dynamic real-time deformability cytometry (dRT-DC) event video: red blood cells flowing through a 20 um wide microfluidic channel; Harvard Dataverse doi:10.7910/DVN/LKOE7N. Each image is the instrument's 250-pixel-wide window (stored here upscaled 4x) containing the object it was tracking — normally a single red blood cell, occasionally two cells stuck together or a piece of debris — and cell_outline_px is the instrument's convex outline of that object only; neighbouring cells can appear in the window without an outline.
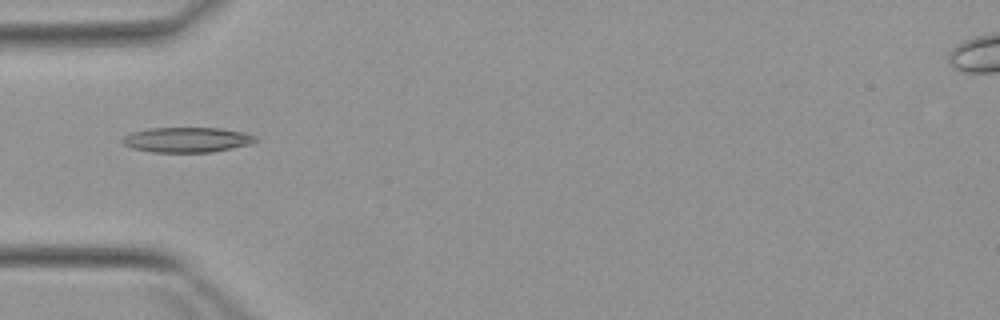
{"species": "Egyptian fruit bat (a non-hibernating species)", "species_latin": "Rousettus aegyptiacus", "temperature_condition": "warm", "stored_images_in_passage": 4, "camera_frame_rate_fps": 3000, "um_per_image_px": 0.085, "animal": {"sex": "female"}, "frame": {"image": 1, "passage_image": 4, "time_ms": 3.667, "image_size_px": [1000, 320], "cell_outline_px": [[256, 140], [252, 144], [212, 152], [152, 152], [132, 148], [124, 144], [120, 140], [124, 136], [132, 132], [148, 128], [220, 128], [244, 132], [256, 136]], "centroid_in_image_um": [15.89, 11.88], "position_along_channel_um": 69.1, "area_um2": 19.48}}